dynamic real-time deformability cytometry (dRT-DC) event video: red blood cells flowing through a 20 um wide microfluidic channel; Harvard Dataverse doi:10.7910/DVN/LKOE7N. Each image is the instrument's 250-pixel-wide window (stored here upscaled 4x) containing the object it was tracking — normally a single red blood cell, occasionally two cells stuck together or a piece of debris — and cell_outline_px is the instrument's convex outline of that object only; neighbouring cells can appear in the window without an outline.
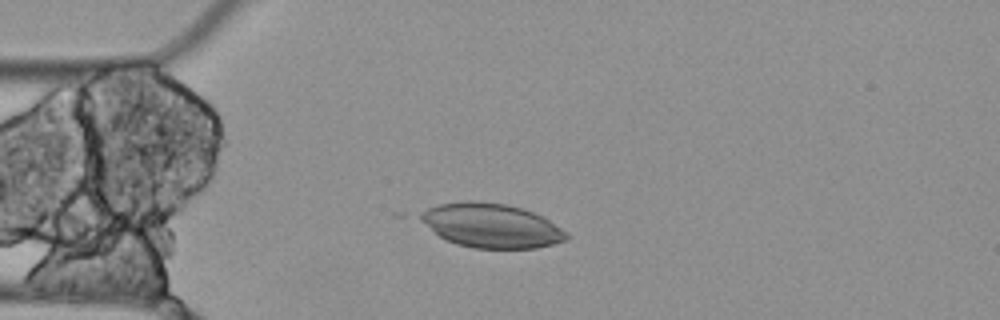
{"species": "Egyptian fruit bat (a non-hibernating species)", "species_latin": "Rousettus aegyptiacus", "temperature_condition": "cold", "stored_images_in_passage": 4, "camera_frame_rate_fps": 3000, "um_per_image_px": 0.085, "animal": {"sex": "female"}, "frame": {"image": 1, "passage_image": 1, "time_ms": 0.0, "image_size_px": [1000, 320], "cell_outline_px": [[568, 240], [536, 248], [472, 248], [456, 244], [440, 236], [412, 216], [428, 208], [440, 204], [472, 200], [476, 200], [508, 204], [532, 212], [548, 220], [568, 232]], "centroid_in_image_um": [41.71, 19.17], "position_along_channel_um": 43.3, "area_um2": 37.74}}
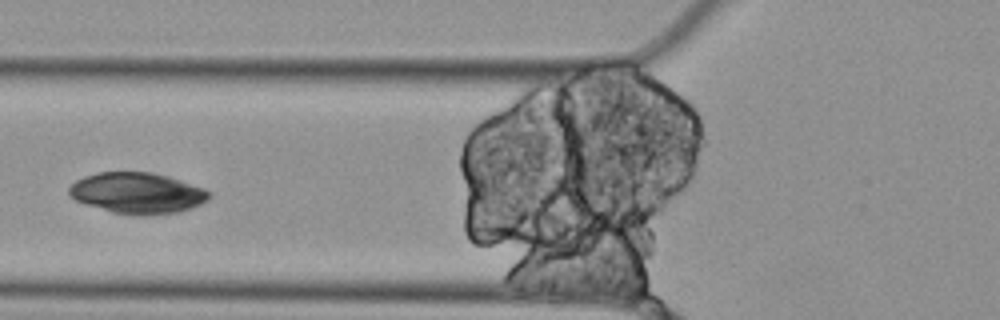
{"frame": {"image": 2, "passage_image": 3, "time_ms": 0.667, "image_size_px": [1000, 320], "cell_outline_px": [[212, 196], [208, 200], [200, 204], [180, 212], [140, 216], [112, 212], [76, 200], [68, 196], [68, 188], [76, 180], [84, 176], [96, 172], [152, 172], [168, 176], [204, 188], [212, 192]], "centroid_in_image_um": [11.69, 16.4], "position_along_channel_um": 114.1, "area_um2": 33.58}}
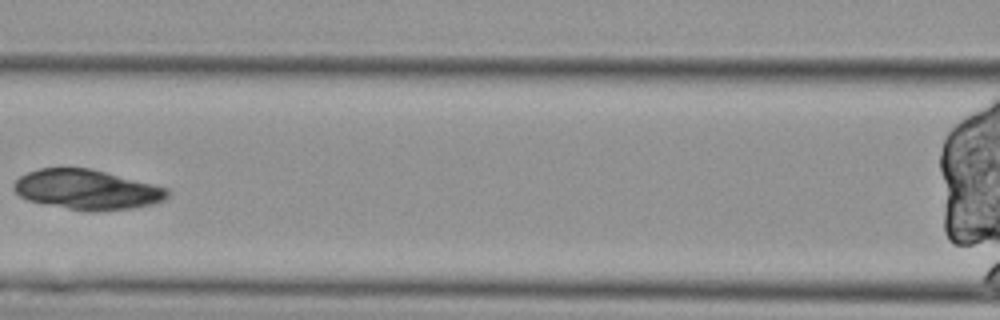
{"frame": {"image": 3, "passage_image": 4, "time_ms": 1.0, "image_size_px": [1000, 320], "cell_outline_px": [[168, 196], [164, 200], [152, 204], [132, 208], [100, 212], [84, 212], [28, 200], [20, 196], [12, 188], [12, 184], [20, 176], [28, 172], [40, 168], [88, 168], [168, 188]], "centroid_in_image_um": [7.37, 16.13], "position_along_channel_um": 159.2, "area_um2": 35.6}}